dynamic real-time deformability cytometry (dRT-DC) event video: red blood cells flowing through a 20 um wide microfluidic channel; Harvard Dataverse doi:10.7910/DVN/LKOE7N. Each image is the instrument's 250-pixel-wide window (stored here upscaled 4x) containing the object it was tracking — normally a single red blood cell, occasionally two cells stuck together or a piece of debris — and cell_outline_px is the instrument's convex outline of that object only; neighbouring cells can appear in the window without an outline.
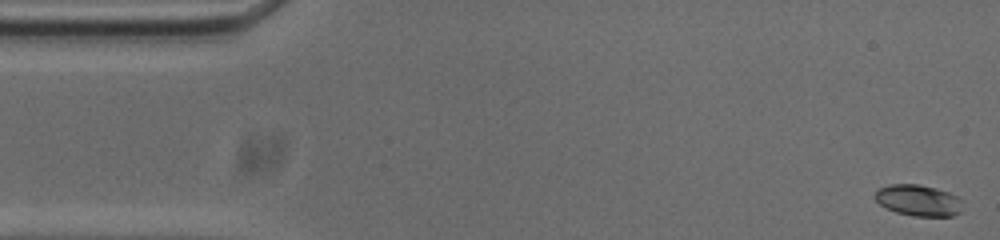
{"species": "common noctule bat (a hibernating species)", "species_latin": "Nyctalus noctula", "temperature_condition": "cold", "stored_images_in_passage": 53, "camera_frame_rate_fps": 3000, "um_per_image_px": 0.085, "animal": {"sex": "male", "body_mass_g": 20.0, "forearm_length_mm": 53.3}, "frame": {"image": 1, "passage_image": 1, "time_ms": 0.0, "image_size_px": [1000, 240], "cell_outline_px": [[960, 212], [952, 216], [912, 216], [896, 212], [880, 204], [872, 196], [880, 188], [888, 184], [920, 184], [936, 188], [948, 192], [956, 196], [960, 200]], "centroid_in_image_um": [78.02, 17.02], "position_along_channel_um": 7.0, "area_um2": 15.84}}
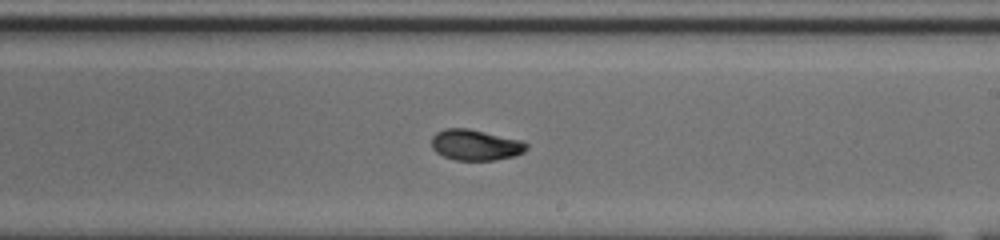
{"frame": {"image": 2, "passage_image": 30, "time_ms": 9.667, "image_size_px": [1000, 240], "cell_outline_px": [[528, 148], [524, 152], [516, 156], [496, 160], [456, 160], [444, 156], [436, 152], [432, 148], [432, 136], [436, 132], [444, 128], [468, 128], [520, 140], [528, 144]], "centroid_in_image_um": [40.42, 12.32], "position_along_channel_um": 248.6, "area_um2": 17.11}}
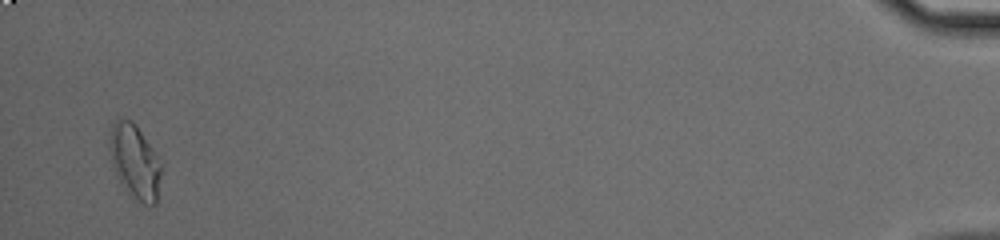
{"frame": {"image": 3, "passage_image": 52, "time_ms": 17.0, "image_size_px": [1000, 240], "cell_outline_px": [[160, 176], [156, 204], [136, 204], [128, 196], [120, 184], [116, 176], [112, 164], [108, 148], [112, 124], [116, 120], [132, 120], [136, 124], [160, 164]], "centroid_in_image_um": [11.41, 13.82], "position_along_channel_um": 423.8, "area_um2": 22.31}, "authors_computed_cell_mechanics": {"area_um2": 16.9354, "velocity_mm_per_s": 3.7201, "shape_relaxation_time_tau1_ms": 4.0372, "shape_relaxation_time_tau2_ms": 2.5136, "deformation_change_tau1": 0.1484, "deformation_change_tau2": 0.0483}}